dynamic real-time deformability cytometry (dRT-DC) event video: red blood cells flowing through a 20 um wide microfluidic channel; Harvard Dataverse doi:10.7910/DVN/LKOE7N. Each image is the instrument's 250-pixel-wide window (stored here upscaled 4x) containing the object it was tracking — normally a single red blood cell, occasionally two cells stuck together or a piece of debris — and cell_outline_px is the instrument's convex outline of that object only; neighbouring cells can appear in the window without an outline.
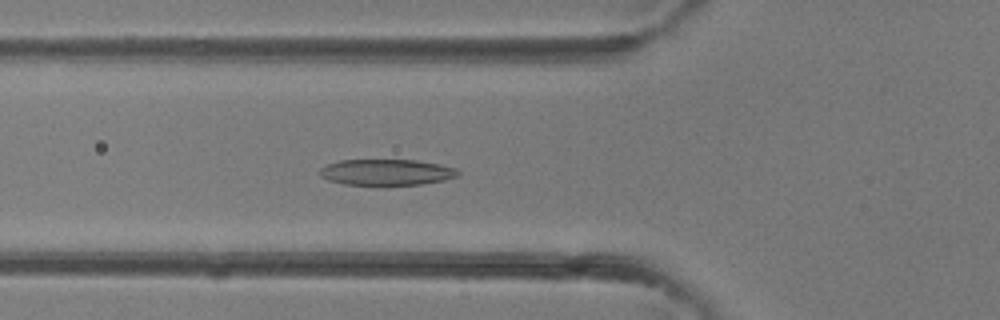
{"species": "common noctule bat (a hibernating species)", "species_latin": "Nyctalus noctula", "temperature_condition": "room temperature", "stored_images_in_passage": 40, "camera_frame_rate_fps": 3000, "um_per_image_px": 0.085, "animal": {"sex": "female"}, "frame": {"image": 1, "passage_image": 14, "time_ms": 4.333, "image_size_px": [1000, 320], "cell_outline_px": [[460, 172], [456, 176], [444, 180], [420, 184], [344, 184], [328, 180], [320, 176], [320, 168], [328, 164], [340, 160], [416, 160], [440, 164], [456, 168]], "centroid_in_image_um": [32.85, 14.62], "position_along_channel_um": 93.0, "area_um2": 20.69}}
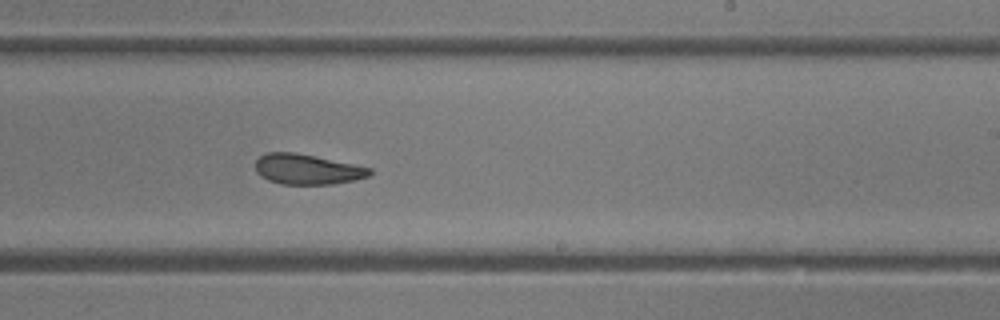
{"frame": {"image": 2, "passage_image": 24, "time_ms": 7.667, "image_size_px": [1000, 320], "cell_outline_px": [[372, 172], [368, 176], [356, 180], [332, 184], [280, 184], [268, 180], [260, 176], [256, 172], [256, 160], [260, 156], [268, 152], [296, 152], [372, 168]], "centroid_in_image_um": [26.1, 14.39], "position_along_channel_um": 262.9, "area_um2": 20.17}}
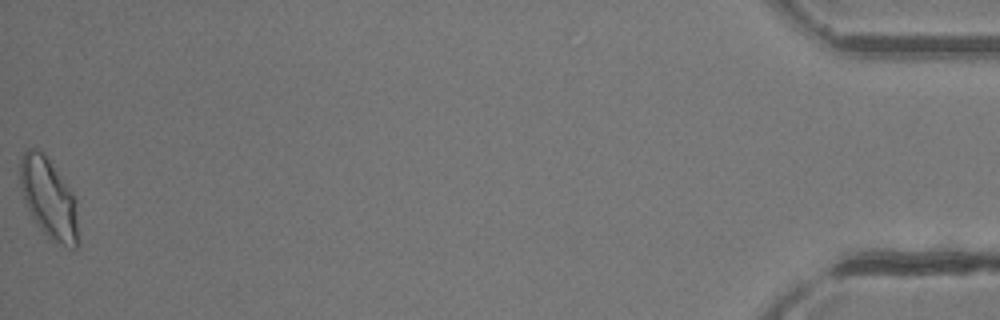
{"frame": {"image": 3, "passage_image": 40, "time_ms": 13.0, "image_size_px": [1000, 320], "cell_outline_px": [[80, 244], [76, 248], [72, 248], [56, 244], [40, 228], [32, 216], [24, 200], [20, 184], [20, 156], [28, 148], [40, 148], [44, 152], [72, 192], [76, 200]], "centroid_in_image_um": [4.17, 16.87], "position_along_channel_um": 431.0, "area_um2": 27.57}}